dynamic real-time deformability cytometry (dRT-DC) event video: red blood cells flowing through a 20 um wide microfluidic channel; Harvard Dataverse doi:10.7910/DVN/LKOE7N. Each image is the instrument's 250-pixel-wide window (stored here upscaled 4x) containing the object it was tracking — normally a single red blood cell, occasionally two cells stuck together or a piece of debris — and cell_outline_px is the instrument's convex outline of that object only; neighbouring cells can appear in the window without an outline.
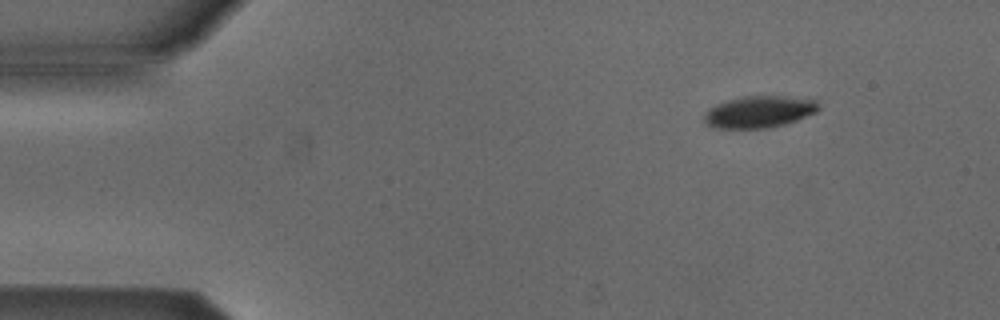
{"species": "Egyptian fruit bat (a non-hibernating species)", "species_latin": "Rousettus aegyptiacus", "temperature_condition": "cold", "stored_images_in_passage": 5, "camera_frame_rate_fps": 3000, "um_per_image_px": 0.085, "animal": {"sex": "male"}, "frame": {"image": 1, "passage_image": 2, "time_ms": 1.333, "image_size_px": [1000, 320], "cell_outline_px": [[820, 108], [816, 112], [796, 120], [784, 124], [768, 128], [712, 128], [704, 124], [704, 112], [716, 104], [728, 100], [744, 96], [784, 96], [816, 100], [820, 104]], "centroid_in_image_um": [64.5, 9.51], "position_along_channel_um": 20.5, "area_um2": 21.27}}